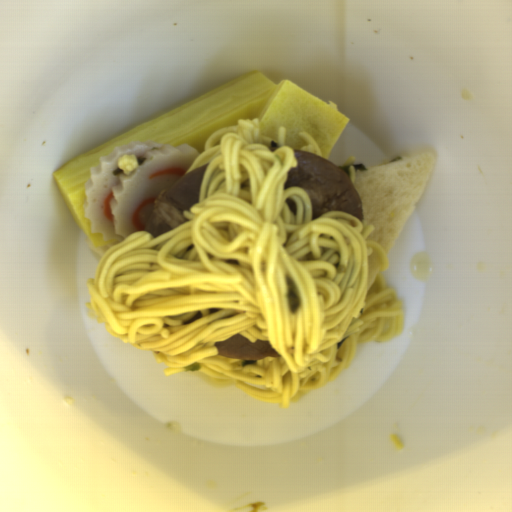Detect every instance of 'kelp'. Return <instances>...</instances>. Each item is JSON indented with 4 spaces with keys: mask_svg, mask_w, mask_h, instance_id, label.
I'll return each instance as SVG.
<instances>
[{
    "mask_svg": "<svg viewBox=\"0 0 512 512\" xmlns=\"http://www.w3.org/2000/svg\"><path fill=\"white\" fill-rule=\"evenodd\" d=\"M367 167L364 164L354 163V172L358 170L367 171Z\"/></svg>",
    "mask_w": 512,
    "mask_h": 512,
    "instance_id": "kelp-1",
    "label": "kelp"
},
{
    "mask_svg": "<svg viewBox=\"0 0 512 512\" xmlns=\"http://www.w3.org/2000/svg\"><path fill=\"white\" fill-rule=\"evenodd\" d=\"M348 178H349V168L348 166L342 165L337 166Z\"/></svg>",
    "mask_w": 512,
    "mask_h": 512,
    "instance_id": "kelp-2",
    "label": "kelp"
}]
</instances>
